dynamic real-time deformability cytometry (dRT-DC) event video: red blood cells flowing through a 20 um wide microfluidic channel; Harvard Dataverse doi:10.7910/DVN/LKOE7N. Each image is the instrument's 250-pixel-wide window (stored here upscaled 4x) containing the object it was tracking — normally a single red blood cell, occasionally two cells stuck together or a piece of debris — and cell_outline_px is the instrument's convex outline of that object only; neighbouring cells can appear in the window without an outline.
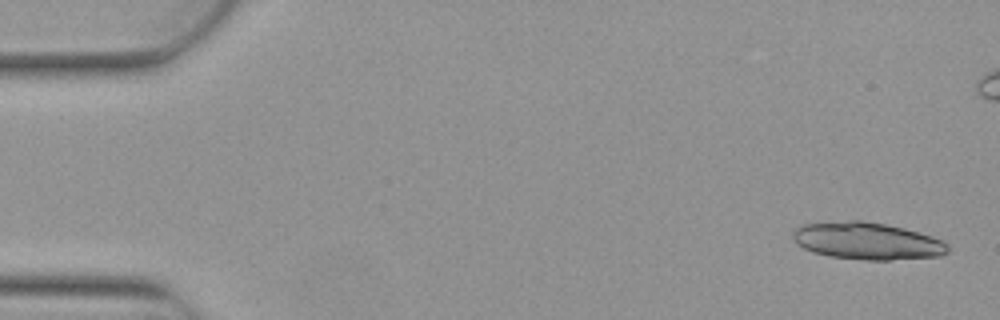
{"species": "Egyptian fruit bat (a non-hibernating species)", "species_latin": "Rousettus aegyptiacus", "temperature_condition": "warm", "stored_images_in_passage": 10, "camera_frame_rate_fps": 3000, "um_per_image_px": 0.085, "animal": {"sex": "female"}, "frame": {"image": 1, "passage_image": 1, "time_ms": 0.0, "image_size_px": [1000, 320], "cell_outline_px": [[948, 252], [940, 256], [888, 260], [864, 260], [828, 256], [812, 252], [796, 244], [792, 240], [792, 232], [800, 224], [852, 220], [860, 220], [884, 224], [904, 228], [932, 236], [944, 240], [948, 244]], "centroid_in_image_um": [73.68, 20.48], "position_along_channel_um": 11.3, "area_um2": 33.81}}
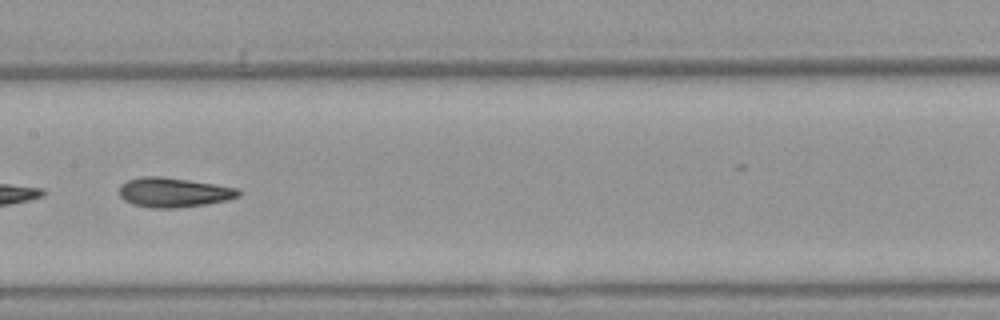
{"frame": {"image": 2, "passage_image": 8, "time_ms": 2.333, "image_size_px": [1000, 320], "cell_outline_px": [[240, 196], [228, 200], [204, 204], [176, 208], [152, 208], [132, 204], [124, 200], [120, 196], [120, 184], [128, 180], [140, 176], [164, 176], [216, 184], [240, 188]], "centroid_in_image_um": [14.77, 16.34], "position_along_channel_um": 192.6, "area_um2": 20.75}}
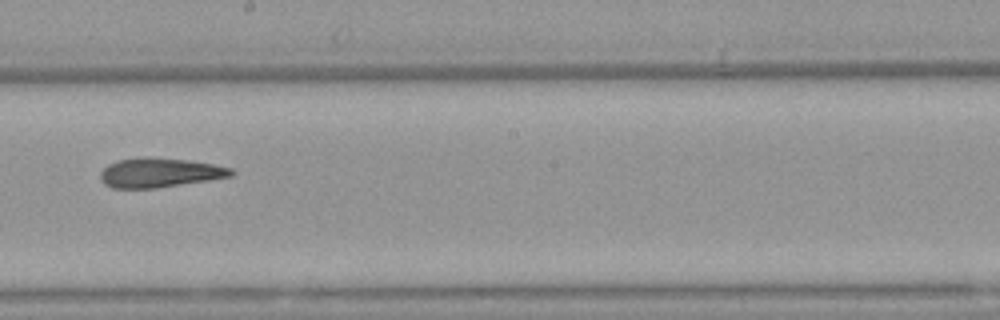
{"frame": {"image": 3, "passage_image": 10, "time_ms": 3.0, "image_size_px": [1000, 320], "cell_outline_px": [[236, 172], [232, 176], [208, 180], [156, 188], [112, 188], [104, 184], [100, 180], [100, 172], [108, 164], [120, 160], [144, 156], [148, 156], [188, 160], [212, 164], [232, 168]], "centroid_in_image_um": [13.56, 14.67], "position_along_channel_um": 234.6, "area_um2": 22.48}}